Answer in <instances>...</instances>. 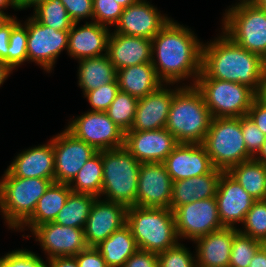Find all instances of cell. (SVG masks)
Here are the masks:
<instances>
[{
	"instance_id": "cell-42",
	"label": "cell",
	"mask_w": 266,
	"mask_h": 267,
	"mask_svg": "<svg viewBox=\"0 0 266 267\" xmlns=\"http://www.w3.org/2000/svg\"><path fill=\"white\" fill-rule=\"evenodd\" d=\"M0 267H47V265L37 254L19 249L0 257Z\"/></svg>"
},
{
	"instance_id": "cell-33",
	"label": "cell",
	"mask_w": 266,
	"mask_h": 267,
	"mask_svg": "<svg viewBox=\"0 0 266 267\" xmlns=\"http://www.w3.org/2000/svg\"><path fill=\"white\" fill-rule=\"evenodd\" d=\"M102 181L103 162L101 153L98 151L85 163L68 185L74 193L90 194L100 198Z\"/></svg>"
},
{
	"instance_id": "cell-11",
	"label": "cell",
	"mask_w": 266,
	"mask_h": 267,
	"mask_svg": "<svg viewBox=\"0 0 266 267\" xmlns=\"http://www.w3.org/2000/svg\"><path fill=\"white\" fill-rule=\"evenodd\" d=\"M178 238L196 239L223 227L215 197L195 200L177 207L174 211Z\"/></svg>"
},
{
	"instance_id": "cell-50",
	"label": "cell",
	"mask_w": 266,
	"mask_h": 267,
	"mask_svg": "<svg viewBox=\"0 0 266 267\" xmlns=\"http://www.w3.org/2000/svg\"><path fill=\"white\" fill-rule=\"evenodd\" d=\"M249 267H266V247L264 245L253 256Z\"/></svg>"
},
{
	"instance_id": "cell-15",
	"label": "cell",
	"mask_w": 266,
	"mask_h": 267,
	"mask_svg": "<svg viewBox=\"0 0 266 267\" xmlns=\"http://www.w3.org/2000/svg\"><path fill=\"white\" fill-rule=\"evenodd\" d=\"M178 144L166 128L125 133L124 147L140 163H163Z\"/></svg>"
},
{
	"instance_id": "cell-3",
	"label": "cell",
	"mask_w": 266,
	"mask_h": 267,
	"mask_svg": "<svg viewBox=\"0 0 266 267\" xmlns=\"http://www.w3.org/2000/svg\"><path fill=\"white\" fill-rule=\"evenodd\" d=\"M211 120L201 91L185 85L174 94L165 128L178 143L203 144Z\"/></svg>"
},
{
	"instance_id": "cell-49",
	"label": "cell",
	"mask_w": 266,
	"mask_h": 267,
	"mask_svg": "<svg viewBox=\"0 0 266 267\" xmlns=\"http://www.w3.org/2000/svg\"><path fill=\"white\" fill-rule=\"evenodd\" d=\"M47 267H78L74 256L54 257L49 259Z\"/></svg>"
},
{
	"instance_id": "cell-38",
	"label": "cell",
	"mask_w": 266,
	"mask_h": 267,
	"mask_svg": "<svg viewBox=\"0 0 266 267\" xmlns=\"http://www.w3.org/2000/svg\"><path fill=\"white\" fill-rule=\"evenodd\" d=\"M28 33L27 26L18 22L10 33L8 47V66L14 70L23 62L28 61L27 55Z\"/></svg>"
},
{
	"instance_id": "cell-16",
	"label": "cell",
	"mask_w": 266,
	"mask_h": 267,
	"mask_svg": "<svg viewBox=\"0 0 266 267\" xmlns=\"http://www.w3.org/2000/svg\"><path fill=\"white\" fill-rule=\"evenodd\" d=\"M99 199L101 198L95 199L84 227L88 247H96L126 225L127 207L125 205Z\"/></svg>"
},
{
	"instance_id": "cell-6",
	"label": "cell",
	"mask_w": 266,
	"mask_h": 267,
	"mask_svg": "<svg viewBox=\"0 0 266 267\" xmlns=\"http://www.w3.org/2000/svg\"><path fill=\"white\" fill-rule=\"evenodd\" d=\"M50 179L20 178L5 171L0 181V212L11 229H19L33 214Z\"/></svg>"
},
{
	"instance_id": "cell-4",
	"label": "cell",
	"mask_w": 266,
	"mask_h": 267,
	"mask_svg": "<svg viewBox=\"0 0 266 267\" xmlns=\"http://www.w3.org/2000/svg\"><path fill=\"white\" fill-rule=\"evenodd\" d=\"M126 225L140 250L159 254L178 244L174 212L170 208L128 207Z\"/></svg>"
},
{
	"instance_id": "cell-17",
	"label": "cell",
	"mask_w": 266,
	"mask_h": 267,
	"mask_svg": "<svg viewBox=\"0 0 266 267\" xmlns=\"http://www.w3.org/2000/svg\"><path fill=\"white\" fill-rule=\"evenodd\" d=\"M215 198L219 219L226 228H236L235 223H243L255 201L227 172L221 174Z\"/></svg>"
},
{
	"instance_id": "cell-32",
	"label": "cell",
	"mask_w": 266,
	"mask_h": 267,
	"mask_svg": "<svg viewBox=\"0 0 266 267\" xmlns=\"http://www.w3.org/2000/svg\"><path fill=\"white\" fill-rule=\"evenodd\" d=\"M96 198L90 194L71 192L54 222L62 226L84 229Z\"/></svg>"
},
{
	"instance_id": "cell-1",
	"label": "cell",
	"mask_w": 266,
	"mask_h": 267,
	"mask_svg": "<svg viewBox=\"0 0 266 267\" xmlns=\"http://www.w3.org/2000/svg\"><path fill=\"white\" fill-rule=\"evenodd\" d=\"M151 40V62L163 83L170 85L192 76L195 85L201 73L203 43L191 29L171 19Z\"/></svg>"
},
{
	"instance_id": "cell-24",
	"label": "cell",
	"mask_w": 266,
	"mask_h": 267,
	"mask_svg": "<svg viewBox=\"0 0 266 267\" xmlns=\"http://www.w3.org/2000/svg\"><path fill=\"white\" fill-rule=\"evenodd\" d=\"M77 24L69 30L68 54L78 60L102 56L103 51L107 54L109 28L92 21L79 28Z\"/></svg>"
},
{
	"instance_id": "cell-35",
	"label": "cell",
	"mask_w": 266,
	"mask_h": 267,
	"mask_svg": "<svg viewBox=\"0 0 266 267\" xmlns=\"http://www.w3.org/2000/svg\"><path fill=\"white\" fill-rule=\"evenodd\" d=\"M138 100L135 96L119 90L105 111L108 117L125 133L133 125Z\"/></svg>"
},
{
	"instance_id": "cell-31",
	"label": "cell",
	"mask_w": 266,
	"mask_h": 267,
	"mask_svg": "<svg viewBox=\"0 0 266 267\" xmlns=\"http://www.w3.org/2000/svg\"><path fill=\"white\" fill-rule=\"evenodd\" d=\"M230 174L255 200L266 199V168L254 158L231 167Z\"/></svg>"
},
{
	"instance_id": "cell-41",
	"label": "cell",
	"mask_w": 266,
	"mask_h": 267,
	"mask_svg": "<svg viewBox=\"0 0 266 267\" xmlns=\"http://www.w3.org/2000/svg\"><path fill=\"white\" fill-rule=\"evenodd\" d=\"M118 91L119 87L116 79L114 82L104 84L87 92L84 96L92 106V112H105L115 99Z\"/></svg>"
},
{
	"instance_id": "cell-52",
	"label": "cell",
	"mask_w": 266,
	"mask_h": 267,
	"mask_svg": "<svg viewBox=\"0 0 266 267\" xmlns=\"http://www.w3.org/2000/svg\"><path fill=\"white\" fill-rule=\"evenodd\" d=\"M11 72L12 69L3 60H0V86L7 79Z\"/></svg>"
},
{
	"instance_id": "cell-53",
	"label": "cell",
	"mask_w": 266,
	"mask_h": 267,
	"mask_svg": "<svg viewBox=\"0 0 266 267\" xmlns=\"http://www.w3.org/2000/svg\"><path fill=\"white\" fill-rule=\"evenodd\" d=\"M257 155H259V156H257ZM253 158L256 161H259V162H262L263 164H266V138H265V142L262 144L261 149L258 151V153Z\"/></svg>"
},
{
	"instance_id": "cell-39",
	"label": "cell",
	"mask_w": 266,
	"mask_h": 267,
	"mask_svg": "<svg viewBox=\"0 0 266 267\" xmlns=\"http://www.w3.org/2000/svg\"><path fill=\"white\" fill-rule=\"evenodd\" d=\"M195 256L183 244L169 248L158 254V267H197ZM195 262V263H194Z\"/></svg>"
},
{
	"instance_id": "cell-43",
	"label": "cell",
	"mask_w": 266,
	"mask_h": 267,
	"mask_svg": "<svg viewBox=\"0 0 266 267\" xmlns=\"http://www.w3.org/2000/svg\"><path fill=\"white\" fill-rule=\"evenodd\" d=\"M241 129L247 151L254 157L266 137L247 115L241 117Z\"/></svg>"
},
{
	"instance_id": "cell-13",
	"label": "cell",
	"mask_w": 266,
	"mask_h": 267,
	"mask_svg": "<svg viewBox=\"0 0 266 267\" xmlns=\"http://www.w3.org/2000/svg\"><path fill=\"white\" fill-rule=\"evenodd\" d=\"M55 182L69 184L85 163L98 151L77 139L67 129L53 139Z\"/></svg>"
},
{
	"instance_id": "cell-55",
	"label": "cell",
	"mask_w": 266,
	"mask_h": 267,
	"mask_svg": "<svg viewBox=\"0 0 266 267\" xmlns=\"http://www.w3.org/2000/svg\"><path fill=\"white\" fill-rule=\"evenodd\" d=\"M14 17L7 15L4 12H0V29L6 26Z\"/></svg>"
},
{
	"instance_id": "cell-60",
	"label": "cell",
	"mask_w": 266,
	"mask_h": 267,
	"mask_svg": "<svg viewBox=\"0 0 266 267\" xmlns=\"http://www.w3.org/2000/svg\"><path fill=\"white\" fill-rule=\"evenodd\" d=\"M241 2H248V1H253V0H240Z\"/></svg>"
},
{
	"instance_id": "cell-48",
	"label": "cell",
	"mask_w": 266,
	"mask_h": 267,
	"mask_svg": "<svg viewBox=\"0 0 266 267\" xmlns=\"http://www.w3.org/2000/svg\"><path fill=\"white\" fill-rule=\"evenodd\" d=\"M18 22L14 17L6 26L0 29V60H3L7 65L10 33Z\"/></svg>"
},
{
	"instance_id": "cell-10",
	"label": "cell",
	"mask_w": 266,
	"mask_h": 267,
	"mask_svg": "<svg viewBox=\"0 0 266 267\" xmlns=\"http://www.w3.org/2000/svg\"><path fill=\"white\" fill-rule=\"evenodd\" d=\"M77 139L92 145L97 151L116 149L125 144V132L106 112L87 111L72 120L66 128Z\"/></svg>"
},
{
	"instance_id": "cell-44",
	"label": "cell",
	"mask_w": 266,
	"mask_h": 267,
	"mask_svg": "<svg viewBox=\"0 0 266 267\" xmlns=\"http://www.w3.org/2000/svg\"><path fill=\"white\" fill-rule=\"evenodd\" d=\"M61 3L74 23L89 17L93 20V0H61Z\"/></svg>"
},
{
	"instance_id": "cell-59",
	"label": "cell",
	"mask_w": 266,
	"mask_h": 267,
	"mask_svg": "<svg viewBox=\"0 0 266 267\" xmlns=\"http://www.w3.org/2000/svg\"><path fill=\"white\" fill-rule=\"evenodd\" d=\"M264 67L266 69V56L263 58Z\"/></svg>"
},
{
	"instance_id": "cell-51",
	"label": "cell",
	"mask_w": 266,
	"mask_h": 267,
	"mask_svg": "<svg viewBox=\"0 0 266 267\" xmlns=\"http://www.w3.org/2000/svg\"><path fill=\"white\" fill-rule=\"evenodd\" d=\"M46 0H15L16 6L18 10H23L28 7L34 6V8L41 2H44Z\"/></svg>"
},
{
	"instance_id": "cell-56",
	"label": "cell",
	"mask_w": 266,
	"mask_h": 267,
	"mask_svg": "<svg viewBox=\"0 0 266 267\" xmlns=\"http://www.w3.org/2000/svg\"><path fill=\"white\" fill-rule=\"evenodd\" d=\"M118 2L123 8H127L128 6L137 3L139 0H115Z\"/></svg>"
},
{
	"instance_id": "cell-18",
	"label": "cell",
	"mask_w": 266,
	"mask_h": 267,
	"mask_svg": "<svg viewBox=\"0 0 266 267\" xmlns=\"http://www.w3.org/2000/svg\"><path fill=\"white\" fill-rule=\"evenodd\" d=\"M47 259L54 257L75 256L88 246L85 241L84 229L62 226L48 222L37 226L33 231Z\"/></svg>"
},
{
	"instance_id": "cell-9",
	"label": "cell",
	"mask_w": 266,
	"mask_h": 267,
	"mask_svg": "<svg viewBox=\"0 0 266 267\" xmlns=\"http://www.w3.org/2000/svg\"><path fill=\"white\" fill-rule=\"evenodd\" d=\"M195 86L201 91L212 118L245 116L258 96L245 84L213 78H198Z\"/></svg>"
},
{
	"instance_id": "cell-8",
	"label": "cell",
	"mask_w": 266,
	"mask_h": 267,
	"mask_svg": "<svg viewBox=\"0 0 266 267\" xmlns=\"http://www.w3.org/2000/svg\"><path fill=\"white\" fill-rule=\"evenodd\" d=\"M223 17V31L249 52L266 56V10L253 1L239 2Z\"/></svg>"
},
{
	"instance_id": "cell-23",
	"label": "cell",
	"mask_w": 266,
	"mask_h": 267,
	"mask_svg": "<svg viewBox=\"0 0 266 267\" xmlns=\"http://www.w3.org/2000/svg\"><path fill=\"white\" fill-rule=\"evenodd\" d=\"M6 171L20 178H43L55 182L53 143L29 148L18 154Z\"/></svg>"
},
{
	"instance_id": "cell-30",
	"label": "cell",
	"mask_w": 266,
	"mask_h": 267,
	"mask_svg": "<svg viewBox=\"0 0 266 267\" xmlns=\"http://www.w3.org/2000/svg\"><path fill=\"white\" fill-rule=\"evenodd\" d=\"M95 248L100 252L108 267H123L131 255L138 250L135 238L127 225L112 233Z\"/></svg>"
},
{
	"instance_id": "cell-14",
	"label": "cell",
	"mask_w": 266,
	"mask_h": 267,
	"mask_svg": "<svg viewBox=\"0 0 266 267\" xmlns=\"http://www.w3.org/2000/svg\"><path fill=\"white\" fill-rule=\"evenodd\" d=\"M173 181L164 163H141L136 206L169 208Z\"/></svg>"
},
{
	"instance_id": "cell-5",
	"label": "cell",
	"mask_w": 266,
	"mask_h": 267,
	"mask_svg": "<svg viewBox=\"0 0 266 267\" xmlns=\"http://www.w3.org/2000/svg\"><path fill=\"white\" fill-rule=\"evenodd\" d=\"M103 162L101 195L105 200L136 206L137 182L141 163L123 146L100 150Z\"/></svg>"
},
{
	"instance_id": "cell-47",
	"label": "cell",
	"mask_w": 266,
	"mask_h": 267,
	"mask_svg": "<svg viewBox=\"0 0 266 267\" xmlns=\"http://www.w3.org/2000/svg\"><path fill=\"white\" fill-rule=\"evenodd\" d=\"M123 267H158V254L138 249Z\"/></svg>"
},
{
	"instance_id": "cell-12",
	"label": "cell",
	"mask_w": 266,
	"mask_h": 267,
	"mask_svg": "<svg viewBox=\"0 0 266 267\" xmlns=\"http://www.w3.org/2000/svg\"><path fill=\"white\" fill-rule=\"evenodd\" d=\"M25 24L28 61H34L49 73L61 51L68 49L69 30H55L39 23L33 16Z\"/></svg>"
},
{
	"instance_id": "cell-54",
	"label": "cell",
	"mask_w": 266,
	"mask_h": 267,
	"mask_svg": "<svg viewBox=\"0 0 266 267\" xmlns=\"http://www.w3.org/2000/svg\"><path fill=\"white\" fill-rule=\"evenodd\" d=\"M8 6L15 10L17 9L15 0H0V12H4L3 9H6Z\"/></svg>"
},
{
	"instance_id": "cell-37",
	"label": "cell",
	"mask_w": 266,
	"mask_h": 267,
	"mask_svg": "<svg viewBox=\"0 0 266 267\" xmlns=\"http://www.w3.org/2000/svg\"><path fill=\"white\" fill-rule=\"evenodd\" d=\"M242 224L245 229H238L240 233L266 242V199L254 201Z\"/></svg>"
},
{
	"instance_id": "cell-58",
	"label": "cell",
	"mask_w": 266,
	"mask_h": 267,
	"mask_svg": "<svg viewBox=\"0 0 266 267\" xmlns=\"http://www.w3.org/2000/svg\"><path fill=\"white\" fill-rule=\"evenodd\" d=\"M263 96L266 97V79H265V88H264V93H263Z\"/></svg>"
},
{
	"instance_id": "cell-34",
	"label": "cell",
	"mask_w": 266,
	"mask_h": 267,
	"mask_svg": "<svg viewBox=\"0 0 266 267\" xmlns=\"http://www.w3.org/2000/svg\"><path fill=\"white\" fill-rule=\"evenodd\" d=\"M34 10L33 17L39 23L55 30H70L74 23L61 0H46L39 3Z\"/></svg>"
},
{
	"instance_id": "cell-19",
	"label": "cell",
	"mask_w": 266,
	"mask_h": 267,
	"mask_svg": "<svg viewBox=\"0 0 266 267\" xmlns=\"http://www.w3.org/2000/svg\"><path fill=\"white\" fill-rule=\"evenodd\" d=\"M163 163L173 182L201 176L214 169L203 144L179 143Z\"/></svg>"
},
{
	"instance_id": "cell-27",
	"label": "cell",
	"mask_w": 266,
	"mask_h": 267,
	"mask_svg": "<svg viewBox=\"0 0 266 267\" xmlns=\"http://www.w3.org/2000/svg\"><path fill=\"white\" fill-rule=\"evenodd\" d=\"M120 91L142 98L159 89L164 83L150 63L128 66L117 70Z\"/></svg>"
},
{
	"instance_id": "cell-26",
	"label": "cell",
	"mask_w": 266,
	"mask_h": 267,
	"mask_svg": "<svg viewBox=\"0 0 266 267\" xmlns=\"http://www.w3.org/2000/svg\"><path fill=\"white\" fill-rule=\"evenodd\" d=\"M223 172L214 168L210 173L201 176L174 181L169 208L174 211L177 207L195 200L215 197Z\"/></svg>"
},
{
	"instance_id": "cell-28",
	"label": "cell",
	"mask_w": 266,
	"mask_h": 267,
	"mask_svg": "<svg viewBox=\"0 0 266 267\" xmlns=\"http://www.w3.org/2000/svg\"><path fill=\"white\" fill-rule=\"evenodd\" d=\"M72 192L68 184L52 182L45 193L39 198L31 217L18 229L28 226L32 232L37 226L54 222L66 199Z\"/></svg>"
},
{
	"instance_id": "cell-36",
	"label": "cell",
	"mask_w": 266,
	"mask_h": 267,
	"mask_svg": "<svg viewBox=\"0 0 266 267\" xmlns=\"http://www.w3.org/2000/svg\"><path fill=\"white\" fill-rule=\"evenodd\" d=\"M263 245V242L238 231L234 235L229 267H249L253 256Z\"/></svg>"
},
{
	"instance_id": "cell-22",
	"label": "cell",
	"mask_w": 266,
	"mask_h": 267,
	"mask_svg": "<svg viewBox=\"0 0 266 267\" xmlns=\"http://www.w3.org/2000/svg\"><path fill=\"white\" fill-rule=\"evenodd\" d=\"M107 56L116 70L150 63L152 61V40L119 33H110Z\"/></svg>"
},
{
	"instance_id": "cell-2",
	"label": "cell",
	"mask_w": 266,
	"mask_h": 267,
	"mask_svg": "<svg viewBox=\"0 0 266 267\" xmlns=\"http://www.w3.org/2000/svg\"><path fill=\"white\" fill-rule=\"evenodd\" d=\"M198 78L242 83L258 95H263L266 69L261 56L249 52L223 32L208 45L202 44L201 73Z\"/></svg>"
},
{
	"instance_id": "cell-46",
	"label": "cell",
	"mask_w": 266,
	"mask_h": 267,
	"mask_svg": "<svg viewBox=\"0 0 266 267\" xmlns=\"http://www.w3.org/2000/svg\"><path fill=\"white\" fill-rule=\"evenodd\" d=\"M74 257L78 267H108L104 258L95 247H87Z\"/></svg>"
},
{
	"instance_id": "cell-7",
	"label": "cell",
	"mask_w": 266,
	"mask_h": 267,
	"mask_svg": "<svg viewBox=\"0 0 266 267\" xmlns=\"http://www.w3.org/2000/svg\"><path fill=\"white\" fill-rule=\"evenodd\" d=\"M203 145L214 168L224 172L253 158L245 146L241 117L212 118Z\"/></svg>"
},
{
	"instance_id": "cell-45",
	"label": "cell",
	"mask_w": 266,
	"mask_h": 267,
	"mask_svg": "<svg viewBox=\"0 0 266 267\" xmlns=\"http://www.w3.org/2000/svg\"><path fill=\"white\" fill-rule=\"evenodd\" d=\"M247 116L266 137V97L258 95L252 102Z\"/></svg>"
},
{
	"instance_id": "cell-21",
	"label": "cell",
	"mask_w": 266,
	"mask_h": 267,
	"mask_svg": "<svg viewBox=\"0 0 266 267\" xmlns=\"http://www.w3.org/2000/svg\"><path fill=\"white\" fill-rule=\"evenodd\" d=\"M163 87L162 85L156 91L139 98L135 119L129 131H151L166 127L171 102L180 88L171 90Z\"/></svg>"
},
{
	"instance_id": "cell-57",
	"label": "cell",
	"mask_w": 266,
	"mask_h": 267,
	"mask_svg": "<svg viewBox=\"0 0 266 267\" xmlns=\"http://www.w3.org/2000/svg\"><path fill=\"white\" fill-rule=\"evenodd\" d=\"M253 2L260 8L266 10V0H253Z\"/></svg>"
},
{
	"instance_id": "cell-20",
	"label": "cell",
	"mask_w": 266,
	"mask_h": 267,
	"mask_svg": "<svg viewBox=\"0 0 266 267\" xmlns=\"http://www.w3.org/2000/svg\"><path fill=\"white\" fill-rule=\"evenodd\" d=\"M170 20L145 0L123 9L115 33L152 39Z\"/></svg>"
},
{
	"instance_id": "cell-40",
	"label": "cell",
	"mask_w": 266,
	"mask_h": 267,
	"mask_svg": "<svg viewBox=\"0 0 266 267\" xmlns=\"http://www.w3.org/2000/svg\"><path fill=\"white\" fill-rule=\"evenodd\" d=\"M123 7L115 0H93V20L100 25H116Z\"/></svg>"
},
{
	"instance_id": "cell-29",
	"label": "cell",
	"mask_w": 266,
	"mask_h": 267,
	"mask_svg": "<svg viewBox=\"0 0 266 267\" xmlns=\"http://www.w3.org/2000/svg\"><path fill=\"white\" fill-rule=\"evenodd\" d=\"M78 85L84 95L104 84L114 82L117 70L109 60L107 54L79 60Z\"/></svg>"
},
{
	"instance_id": "cell-25",
	"label": "cell",
	"mask_w": 266,
	"mask_h": 267,
	"mask_svg": "<svg viewBox=\"0 0 266 267\" xmlns=\"http://www.w3.org/2000/svg\"><path fill=\"white\" fill-rule=\"evenodd\" d=\"M237 228H222L196 239L197 267H229L230 254Z\"/></svg>"
}]
</instances>
